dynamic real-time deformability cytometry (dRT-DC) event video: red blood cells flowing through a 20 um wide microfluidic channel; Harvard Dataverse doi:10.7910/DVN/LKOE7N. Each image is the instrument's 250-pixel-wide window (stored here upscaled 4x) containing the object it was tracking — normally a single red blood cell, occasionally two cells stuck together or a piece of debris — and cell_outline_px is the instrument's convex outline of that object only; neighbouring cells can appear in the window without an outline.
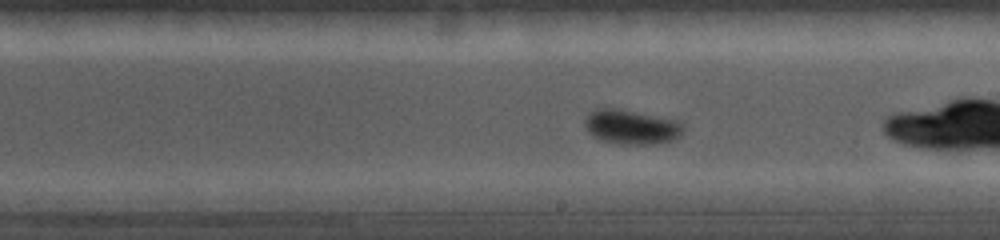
{"species": "common noctule bat (a hibernating species)", "species_latin": "Nyctalus noctula", "temperature_condition": "cold", "stored_images_in_passage": 18, "camera_frame_rate_fps": 5000, "um_per_image_px": 0.085, "animal": {"sex": "female", "body_mass_g": 19.0, "forearm_length_mm": 56.7}, "frame": {"image": 1, "passage_image": 8, "time_ms": 3.6, "image_size_px": [1000, 240], "cell_outline_px": [[684, 128], [680, 136], [672, 140], [656, 144], [620, 144], [604, 140], [592, 136], [588, 132], [584, 124], [584, 120], [588, 112], [600, 108], [616, 108], [676, 120], [684, 124]], "centroid_in_image_um": [53.65, 10.79], "position_along_channel_um": 235.3, "area_um2": 19.77}}